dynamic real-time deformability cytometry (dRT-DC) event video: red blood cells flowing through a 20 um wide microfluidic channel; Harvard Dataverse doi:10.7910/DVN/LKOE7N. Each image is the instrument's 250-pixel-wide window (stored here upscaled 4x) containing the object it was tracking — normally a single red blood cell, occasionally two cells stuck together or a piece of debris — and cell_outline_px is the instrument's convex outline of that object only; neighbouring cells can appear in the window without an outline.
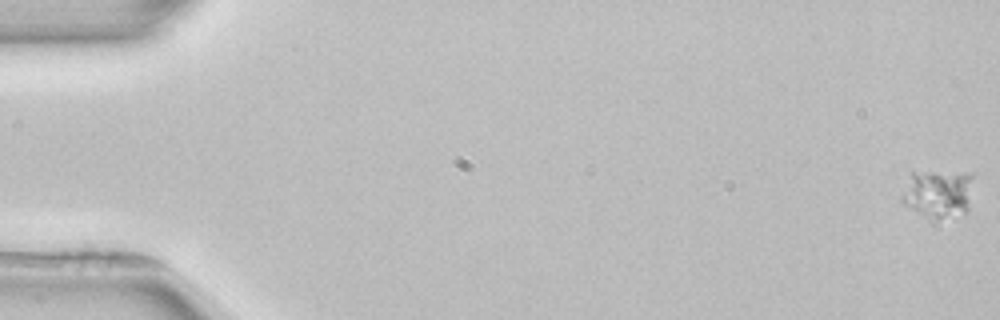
{"species": "common noctule bat (a hibernating species)", "species_latin": "Nyctalus noctula", "temperature_condition": "room temperature", "stored_images_in_passage": 3, "camera_frame_rate_fps": 3000, "um_per_image_px": 0.085, "animal": {"sex": "female", "body_mass_g": 22.7, "forearm_length_mm": 54.2}, "frame": {"image": 1, "passage_image": 1, "time_ms": 0.0, "image_size_px": [1000, 320], "cell_outline_px": [[972, 176], [968, 208], [964, 212], [932, 224], [904, 204], [900, 200], [900, 196], [912, 172], [972, 172]], "centroid_in_image_um": [79.7, 16.52], "position_along_channel_um": 5.3, "area_um2": 20.63}}